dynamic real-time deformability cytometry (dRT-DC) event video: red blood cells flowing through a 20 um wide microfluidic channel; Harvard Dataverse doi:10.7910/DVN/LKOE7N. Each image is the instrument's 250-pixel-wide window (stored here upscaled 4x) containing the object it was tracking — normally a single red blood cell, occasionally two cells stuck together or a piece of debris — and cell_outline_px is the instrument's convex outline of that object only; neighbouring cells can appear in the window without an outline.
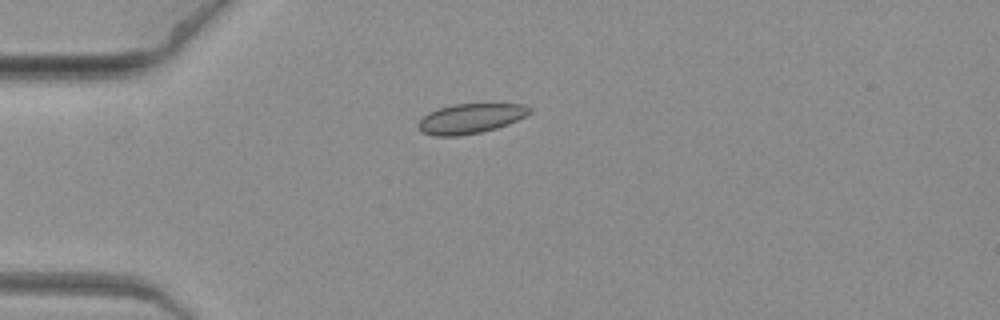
{"species": "common noctule bat (a hibernating species)", "species_latin": "Nyctalus noctula", "temperature_condition": "warm", "stored_images_in_passage": 2, "camera_frame_rate_fps": 3000, "um_per_image_px": 0.085, "animal": {"sex": "female", "body_mass_g": 19.3, "forearm_length_mm": 54.1}, "frame": {"image": 1, "passage_image": 1, "time_ms": 0.0, "image_size_px": [1000, 320], "cell_outline_px": [[532, 112], [508, 124], [496, 128], [480, 132], [460, 136], [436, 136], [420, 132], [416, 124], [428, 112], [440, 108], [456, 104], [524, 104], [532, 108]], "centroid_in_image_um": [39.97, 10.08], "position_along_channel_um": 45.0, "area_um2": 19.31}}